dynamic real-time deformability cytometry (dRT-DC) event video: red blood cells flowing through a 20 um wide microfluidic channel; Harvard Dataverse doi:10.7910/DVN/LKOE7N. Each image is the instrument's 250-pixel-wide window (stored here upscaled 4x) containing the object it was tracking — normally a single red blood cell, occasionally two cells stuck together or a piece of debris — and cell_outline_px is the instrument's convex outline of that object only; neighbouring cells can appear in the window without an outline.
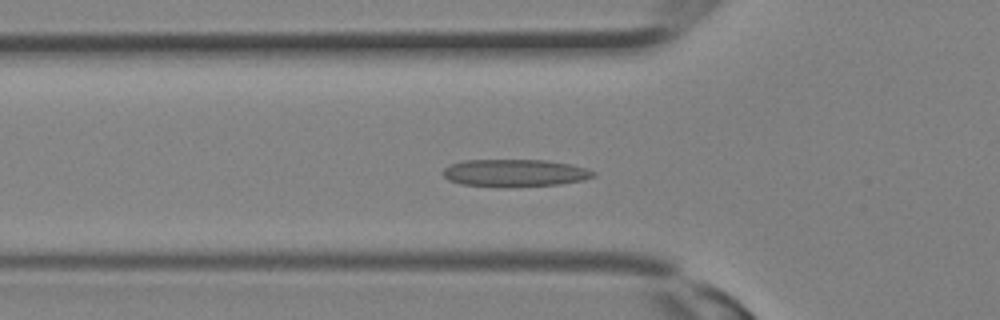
{"species": "Egyptian fruit bat (a non-hibernating species)", "species_latin": "Rousettus aegyptiacus", "temperature_condition": "room temperature", "stored_images_in_passage": 32, "camera_frame_rate_fps": 3000, "um_per_image_px": 0.085, "animal": {"sex": "female"}, "frame": {"image": 1, "passage_image": 11, "time_ms": 3.333, "image_size_px": [1000, 320], "cell_outline_px": [[596, 176], [584, 180], [560, 184], [504, 188], [460, 184], [448, 180], [440, 172], [448, 164], [464, 160], [544, 160], [572, 164], [596, 172]], "centroid_in_image_um": [43.72, 14.71], "position_along_channel_um": 82.1, "area_um2": 24.51}}
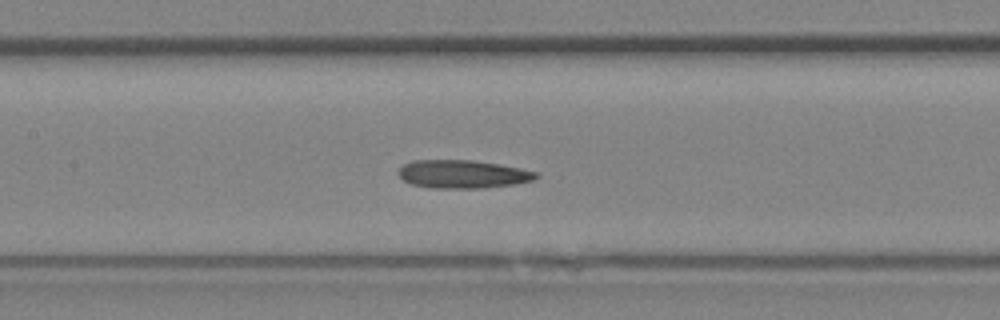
{"frame": {"image": 2, "passage_image": 15, "time_ms": 4.667, "image_size_px": [1000, 320], "cell_outline_px": [[540, 176], [532, 180], [512, 184], [480, 188], [432, 188], [412, 184], [404, 180], [396, 172], [404, 164], [412, 160], [472, 160], [500, 164], [520, 168], [536, 172]], "centroid_in_image_um": [39.3, 14.79], "position_along_channel_um": 168.1, "area_um2": 22.48}}
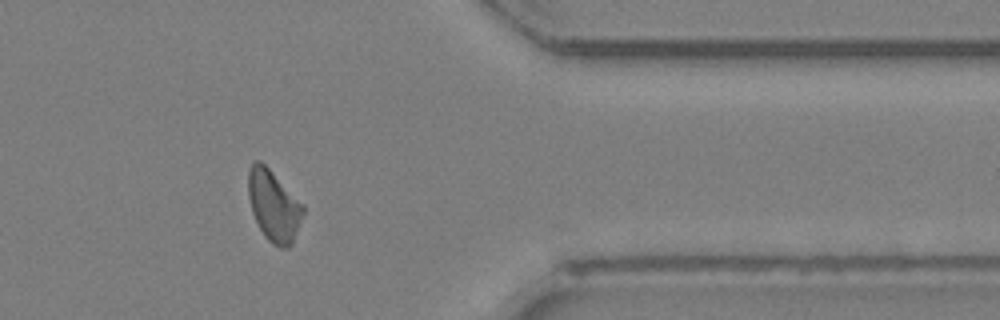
{"frame": {"image": 3, "passage_image": 26, "time_ms": 8.333, "image_size_px": [1000, 320], "cell_outline_px": [[304, 212], [292, 244], [288, 248], [280, 248], [272, 244], [264, 236], [252, 212], [248, 196], [248, 168], [256, 160], [260, 160], [304, 204]], "centroid_in_image_um": [23.26, 17.5], "position_along_channel_um": 388.1, "area_um2": 22.66}}